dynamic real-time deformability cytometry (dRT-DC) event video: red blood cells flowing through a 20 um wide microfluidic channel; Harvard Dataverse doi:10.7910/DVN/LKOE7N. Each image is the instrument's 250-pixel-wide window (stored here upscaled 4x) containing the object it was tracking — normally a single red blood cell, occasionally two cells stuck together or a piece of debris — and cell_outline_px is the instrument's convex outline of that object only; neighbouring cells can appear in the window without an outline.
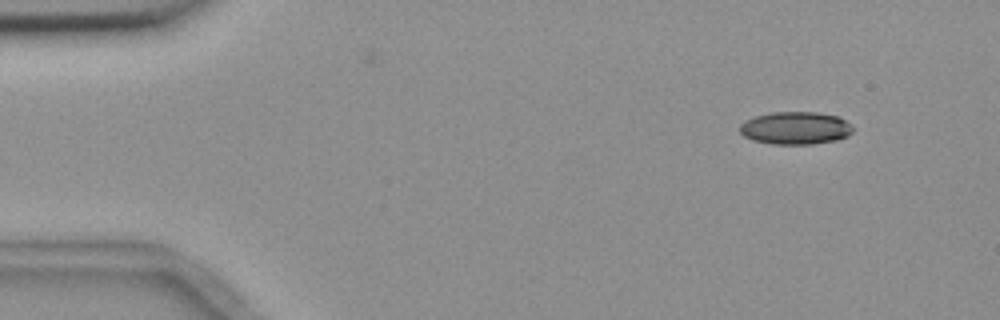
{"species": "common noctule bat (a hibernating species)", "species_latin": "Nyctalus noctula", "temperature_condition": "room temperature", "stored_images_in_passage": 3, "segment_of_instrument_passage": [2, 2], "camera_frame_rate_fps": 3000, "um_per_image_px": 0.085, "animal": {"sex": "female", "body_mass_g": 18.4}, "frame": {"image": 1, "passage_image": 3, "time_ms": 20.0, "image_size_px": [1000, 320], "cell_outline_px": [[852, 132], [848, 136], [836, 140], [812, 144], [772, 144], [752, 140], [744, 136], [740, 132], [740, 124], [744, 120], [756, 116], [772, 112], [816, 112], [840, 116], [852, 128]], "centroid_in_image_um": [67.59, 10.88], "position_along_channel_um": 17.4, "area_um2": 21.56}}